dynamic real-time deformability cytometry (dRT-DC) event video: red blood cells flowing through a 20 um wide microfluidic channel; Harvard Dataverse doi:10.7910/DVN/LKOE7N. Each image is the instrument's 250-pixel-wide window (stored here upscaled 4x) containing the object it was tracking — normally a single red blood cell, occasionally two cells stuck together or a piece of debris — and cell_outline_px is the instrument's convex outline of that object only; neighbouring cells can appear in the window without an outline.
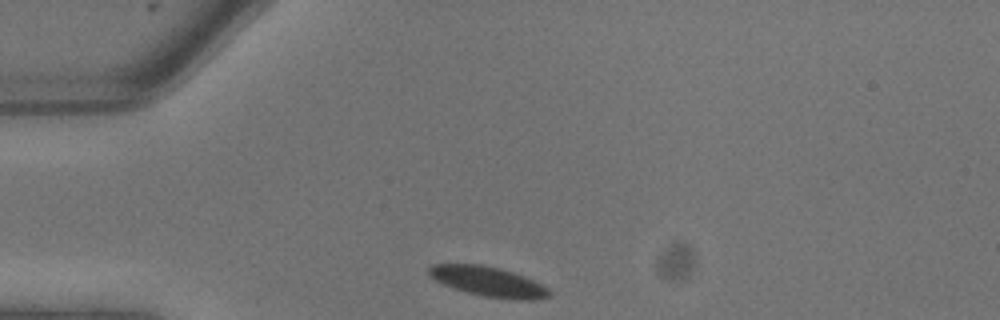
{"species": "common noctule bat (a hibernating species)", "species_latin": "Nyctalus noctula", "temperature_condition": "warm", "stored_images_in_passage": 5, "camera_frame_rate_fps": 3000, "um_per_image_px": 0.085, "animal": {"sex": "male", "body_mass_g": 13.3}, "frame": {"image": 1, "passage_image": 1, "time_ms": 0.0, "image_size_px": [1000, 320], "cell_outline_px": [[552, 296], [532, 300], [516, 300], [484, 296], [468, 292], [444, 284], [428, 276], [428, 268], [432, 264], [480, 264], [500, 268], [524, 276], [548, 288], [552, 292]], "centroid_in_image_um": [41.52, 23.93], "position_along_channel_um": 43.5, "area_um2": 20.81}}
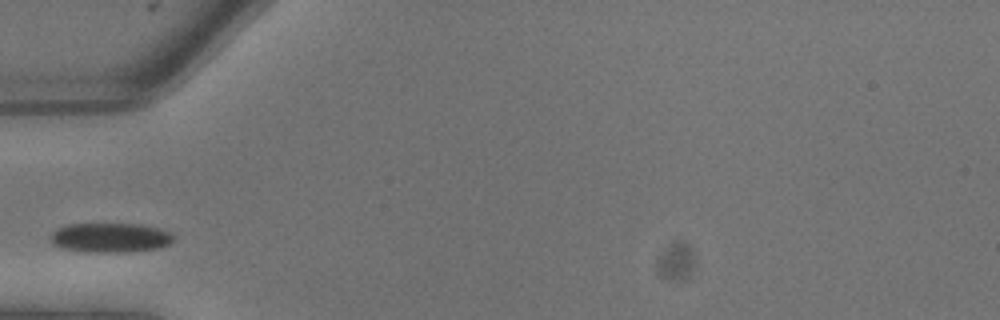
{"frame": {"image": 2, "passage_image": 3, "time_ms": 0.667, "image_size_px": [1000, 320], "cell_outline_px": [[176, 236], [172, 244], [160, 248], [128, 252], [88, 252], [60, 248], [52, 244], [52, 232], [56, 228], [68, 224], [144, 224], [160, 228], [172, 232]], "centroid_in_image_um": [9.45, 20.2], "position_along_channel_um": 75.5, "area_um2": 21.62}}